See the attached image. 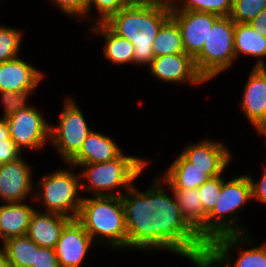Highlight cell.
I'll return each instance as SVG.
<instances>
[{
	"label": "cell",
	"mask_w": 266,
	"mask_h": 267,
	"mask_svg": "<svg viewBox=\"0 0 266 267\" xmlns=\"http://www.w3.org/2000/svg\"><path fill=\"white\" fill-rule=\"evenodd\" d=\"M160 175L153 177L148 189L141 191L134 183L121 196L127 250L169 251L186 259L207 250V244L184 219L172 190Z\"/></svg>",
	"instance_id": "1"
},
{
	"label": "cell",
	"mask_w": 266,
	"mask_h": 267,
	"mask_svg": "<svg viewBox=\"0 0 266 267\" xmlns=\"http://www.w3.org/2000/svg\"><path fill=\"white\" fill-rule=\"evenodd\" d=\"M171 17L169 3L157 6H125L105 24L134 45V66H149L155 55L152 43L161 26Z\"/></svg>",
	"instance_id": "2"
},
{
	"label": "cell",
	"mask_w": 266,
	"mask_h": 267,
	"mask_svg": "<svg viewBox=\"0 0 266 267\" xmlns=\"http://www.w3.org/2000/svg\"><path fill=\"white\" fill-rule=\"evenodd\" d=\"M77 220L98 246L127 250V229L121 197L83 196Z\"/></svg>",
	"instance_id": "3"
},
{
	"label": "cell",
	"mask_w": 266,
	"mask_h": 267,
	"mask_svg": "<svg viewBox=\"0 0 266 267\" xmlns=\"http://www.w3.org/2000/svg\"><path fill=\"white\" fill-rule=\"evenodd\" d=\"M151 160L123 152L119 157L96 164H80L81 191L91 196L121 197L148 169ZM88 182V183H87ZM123 189L121 192L120 189ZM121 192V193H120ZM124 192V193H123Z\"/></svg>",
	"instance_id": "4"
},
{
	"label": "cell",
	"mask_w": 266,
	"mask_h": 267,
	"mask_svg": "<svg viewBox=\"0 0 266 267\" xmlns=\"http://www.w3.org/2000/svg\"><path fill=\"white\" fill-rule=\"evenodd\" d=\"M252 200L251 183L247 174L224 178L218 202L206 218V244L213 239L230 234H247L240 225L238 212Z\"/></svg>",
	"instance_id": "5"
},
{
	"label": "cell",
	"mask_w": 266,
	"mask_h": 267,
	"mask_svg": "<svg viewBox=\"0 0 266 267\" xmlns=\"http://www.w3.org/2000/svg\"><path fill=\"white\" fill-rule=\"evenodd\" d=\"M66 164V169L56 168L53 172L44 173L34 184V197L31 200L43 204L44 211L57 213L70 219H77L83 196L79 172L75 166ZM68 165V168H67ZM73 169L70 170V169Z\"/></svg>",
	"instance_id": "6"
},
{
	"label": "cell",
	"mask_w": 266,
	"mask_h": 267,
	"mask_svg": "<svg viewBox=\"0 0 266 267\" xmlns=\"http://www.w3.org/2000/svg\"><path fill=\"white\" fill-rule=\"evenodd\" d=\"M235 22L229 17H220L212 26L201 52L194 58L198 73L206 83L231 69L236 62L234 50Z\"/></svg>",
	"instance_id": "7"
},
{
	"label": "cell",
	"mask_w": 266,
	"mask_h": 267,
	"mask_svg": "<svg viewBox=\"0 0 266 267\" xmlns=\"http://www.w3.org/2000/svg\"><path fill=\"white\" fill-rule=\"evenodd\" d=\"M64 100L58 123L50 124L49 143L53 144L62 163L65 164L80 151L82 144L93 130L86 122V116L74 101V97L68 95Z\"/></svg>",
	"instance_id": "8"
},
{
	"label": "cell",
	"mask_w": 266,
	"mask_h": 267,
	"mask_svg": "<svg viewBox=\"0 0 266 267\" xmlns=\"http://www.w3.org/2000/svg\"><path fill=\"white\" fill-rule=\"evenodd\" d=\"M251 237L249 233L223 235L213 239L207 249L225 267H266V242L254 247ZM235 250L240 252L238 258L234 257Z\"/></svg>",
	"instance_id": "9"
},
{
	"label": "cell",
	"mask_w": 266,
	"mask_h": 267,
	"mask_svg": "<svg viewBox=\"0 0 266 267\" xmlns=\"http://www.w3.org/2000/svg\"><path fill=\"white\" fill-rule=\"evenodd\" d=\"M36 106L22 108L6 120L11 140L23 151L40 150L46 147L50 138V122ZM25 149V150H24Z\"/></svg>",
	"instance_id": "10"
},
{
	"label": "cell",
	"mask_w": 266,
	"mask_h": 267,
	"mask_svg": "<svg viewBox=\"0 0 266 267\" xmlns=\"http://www.w3.org/2000/svg\"><path fill=\"white\" fill-rule=\"evenodd\" d=\"M150 75L166 84H189L201 86L205 79L198 73L194 59L186 53L154 57L147 67Z\"/></svg>",
	"instance_id": "11"
},
{
	"label": "cell",
	"mask_w": 266,
	"mask_h": 267,
	"mask_svg": "<svg viewBox=\"0 0 266 267\" xmlns=\"http://www.w3.org/2000/svg\"><path fill=\"white\" fill-rule=\"evenodd\" d=\"M98 245L77 219H71L63 228L54 248L60 267H81L89 250Z\"/></svg>",
	"instance_id": "12"
},
{
	"label": "cell",
	"mask_w": 266,
	"mask_h": 267,
	"mask_svg": "<svg viewBox=\"0 0 266 267\" xmlns=\"http://www.w3.org/2000/svg\"><path fill=\"white\" fill-rule=\"evenodd\" d=\"M171 18L180 28L185 53L194 59L201 52L212 26L220 16L206 12L171 10Z\"/></svg>",
	"instance_id": "13"
},
{
	"label": "cell",
	"mask_w": 266,
	"mask_h": 267,
	"mask_svg": "<svg viewBox=\"0 0 266 267\" xmlns=\"http://www.w3.org/2000/svg\"><path fill=\"white\" fill-rule=\"evenodd\" d=\"M31 165L23 155L0 165V200L3 203L23 202L34 195Z\"/></svg>",
	"instance_id": "14"
},
{
	"label": "cell",
	"mask_w": 266,
	"mask_h": 267,
	"mask_svg": "<svg viewBox=\"0 0 266 267\" xmlns=\"http://www.w3.org/2000/svg\"><path fill=\"white\" fill-rule=\"evenodd\" d=\"M228 148L224 141L205 138L186 145L181 154L194 167L206 170V174L214 177L225 171L233 160V154Z\"/></svg>",
	"instance_id": "15"
},
{
	"label": "cell",
	"mask_w": 266,
	"mask_h": 267,
	"mask_svg": "<svg viewBox=\"0 0 266 267\" xmlns=\"http://www.w3.org/2000/svg\"><path fill=\"white\" fill-rule=\"evenodd\" d=\"M42 72L20 56L2 62L0 63V92L35 91L44 80L45 75Z\"/></svg>",
	"instance_id": "16"
},
{
	"label": "cell",
	"mask_w": 266,
	"mask_h": 267,
	"mask_svg": "<svg viewBox=\"0 0 266 267\" xmlns=\"http://www.w3.org/2000/svg\"><path fill=\"white\" fill-rule=\"evenodd\" d=\"M239 106L254 128L266 118V67H252Z\"/></svg>",
	"instance_id": "17"
},
{
	"label": "cell",
	"mask_w": 266,
	"mask_h": 267,
	"mask_svg": "<svg viewBox=\"0 0 266 267\" xmlns=\"http://www.w3.org/2000/svg\"><path fill=\"white\" fill-rule=\"evenodd\" d=\"M106 133L92 131L82 144L80 151L67 163L75 166L80 164H96L119 157L123 151L112 137Z\"/></svg>",
	"instance_id": "18"
},
{
	"label": "cell",
	"mask_w": 266,
	"mask_h": 267,
	"mask_svg": "<svg viewBox=\"0 0 266 267\" xmlns=\"http://www.w3.org/2000/svg\"><path fill=\"white\" fill-rule=\"evenodd\" d=\"M71 219L36 209L32 214L26 235L38 246L54 249L64 226Z\"/></svg>",
	"instance_id": "19"
},
{
	"label": "cell",
	"mask_w": 266,
	"mask_h": 267,
	"mask_svg": "<svg viewBox=\"0 0 266 267\" xmlns=\"http://www.w3.org/2000/svg\"><path fill=\"white\" fill-rule=\"evenodd\" d=\"M175 158L160 176L170 189L199 188L211 178L206 174V170L194 167L182 154Z\"/></svg>",
	"instance_id": "20"
},
{
	"label": "cell",
	"mask_w": 266,
	"mask_h": 267,
	"mask_svg": "<svg viewBox=\"0 0 266 267\" xmlns=\"http://www.w3.org/2000/svg\"><path fill=\"white\" fill-rule=\"evenodd\" d=\"M36 209L26 201L0 204V233L4 241L26 235Z\"/></svg>",
	"instance_id": "21"
},
{
	"label": "cell",
	"mask_w": 266,
	"mask_h": 267,
	"mask_svg": "<svg viewBox=\"0 0 266 267\" xmlns=\"http://www.w3.org/2000/svg\"><path fill=\"white\" fill-rule=\"evenodd\" d=\"M234 50L236 61L241 55H248L258 59L252 67H266V37L249 23H235Z\"/></svg>",
	"instance_id": "22"
},
{
	"label": "cell",
	"mask_w": 266,
	"mask_h": 267,
	"mask_svg": "<svg viewBox=\"0 0 266 267\" xmlns=\"http://www.w3.org/2000/svg\"><path fill=\"white\" fill-rule=\"evenodd\" d=\"M89 27L93 34L104 38L103 54L108 61L118 66L134 64V45L131 41L115 34L105 23H97Z\"/></svg>",
	"instance_id": "23"
},
{
	"label": "cell",
	"mask_w": 266,
	"mask_h": 267,
	"mask_svg": "<svg viewBox=\"0 0 266 267\" xmlns=\"http://www.w3.org/2000/svg\"><path fill=\"white\" fill-rule=\"evenodd\" d=\"M176 202L187 223L198 233L206 243V218L202 203L199 199L197 188L194 189H171Z\"/></svg>",
	"instance_id": "24"
},
{
	"label": "cell",
	"mask_w": 266,
	"mask_h": 267,
	"mask_svg": "<svg viewBox=\"0 0 266 267\" xmlns=\"http://www.w3.org/2000/svg\"><path fill=\"white\" fill-rule=\"evenodd\" d=\"M38 249L27 235L9 238L4 244L10 267H33Z\"/></svg>",
	"instance_id": "25"
},
{
	"label": "cell",
	"mask_w": 266,
	"mask_h": 267,
	"mask_svg": "<svg viewBox=\"0 0 266 267\" xmlns=\"http://www.w3.org/2000/svg\"><path fill=\"white\" fill-rule=\"evenodd\" d=\"M152 46L155 57L185 53L180 28L171 17L159 29Z\"/></svg>",
	"instance_id": "26"
},
{
	"label": "cell",
	"mask_w": 266,
	"mask_h": 267,
	"mask_svg": "<svg viewBox=\"0 0 266 267\" xmlns=\"http://www.w3.org/2000/svg\"><path fill=\"white\" fill-rule=\"evenodd\" d=\"M232 2L233 0H169L171 10L206 12L220 17L231 14Z\"/></svg>",
	"instance_id": "27"
},
{
	"label": "cell",
	"mask_w": 266,
	"mask_h": 267,
	"mask_svg": "<svg viewBox=\"0 0 266 267\" xmlns=\"http://www.w3.org/2000/svg\"><path fill=\"white\" fill-rule=\"evenodd\" d=\"M23 31L7 25H0V63L17 58L23 40Z\"/></svg>",
	"instance_id": "28"
},
{
	"label": "cell",
	"mask_w": 266,
	"mask_h": 267,
	"mask_svg": "<svg viewBox=\"0 0 266 267\" xmlns=\"http://www.w3.org/2000/svg\"><path fill=\"white\" fill-rule=\"evenodd\" d=\"M266 8V0H233L229 17L235 23H249Z\"/></svg>",
	"instance_id": "29"
},
{
	"label": "cell",
	"mask_w": 266,
	"mask_h": 267,
	"mask_svg": "<svg viewBox=\"0 0 266 267\" xmlns=\"http://www.w3.org/2000/svg\"><path fill=\"white\" fill-rule=\"evenodd\" d=\"M125 6L124 0H87V20L89 22L94 20L92 25L105 23L113 14L123 9ZM92 8L97 12L95 17L90 16L91 13L93 15Z\"/></svg>",
	"instance_id": "30"
},
{
	"label": "cell",
	"mask_w": 266,
	"mask_h": 267,
	"mask_svg": "<svg viewBox=\"0 0 266 267\" xmlns=\"http://www.w3.org/2000/svg\"><path fill=\"white\" fill-rule=\"evenodd\" d=\"M223 173L224 171L217 176L211 177L207 182L197 188L200 194L199 199L207 215L212 211L220 197L222 183L225 178Z\"/></svg>",
	"instance_id": "31"
},
{
	"label": "cell",
	"mask_w": 266,
	"mask_h": 267,
	"mask_svg": "<svg viewBox=\"0 0 266 267\" xmlns=\"http://www.w3.org/2000/svg\"><path fill=\"white\" fill-rule=\"evenodd\" d=\"M34 91H4L0 92V101L3 106V116L0 119H7L16 111L22 108H29L33 104L28 103L29 96H32Z\"/></svg>",
	"instance_id": "32"
},
{
	"label": "cell",
	"mask_w": 266,
	"mask_h": 267,
	"mask_svg": "<svg viewBox=\"0 0 266 267\" xmlns=\"http://www.w3.org/2000/svg\"><path fill=\"white\" fill-rule=\"evenodd\" d=\"M23 154L11 140L9 124L6 119H0V165L9 163Z\"/></svg>",
	"instance_id": "33"
},
{
	"label": "cell",
	"mask_w": 266,
	"mask_h": 267,
	"mask_svg": "<svg viewBox=\"0 0 266 267\" xmlns=\"http://www.w3.org/2000/svg\"><path fill=\"white\" fill-rule=\"evenodd\" d=\"M71 18L87 21V0H49V3Z\"/></svg>",
	"instance_id": "34"
},
{
	"label": "cell",
	"mask_w": 266,
	"mask_h": 267,
	"mask_svg": "<svg viewBox=\"0 0 266 267\" xmlns=\"http://www.w3.org/2000/svg\"><path fill=\"white\" fill-rule=\"evenodd\" d=\"M33 267H60L55 250L39 246Z\"/></svg>",
	"instance_id": "35"
},
{
	"label": "cell",
	"mask_w": 266,
	"mask_h": 267,
	"mask_svg": "<svg viewBox=\"0 0 266 267\" xmlns=\"http://www.w3.org/2000/svg\"><path fill=\"white\" fill-rule=\"evenodd\" d=\"M262 176L260 177V181L254 180L255 178L252 175L248 174L250 183H251V192H252V200H256L257 202L266 204V166L264 167Z\"/></svg>",
	"instance_id": "36"
},
{
	"label": "cell",
	"mask_w": 266,
	"mask_h": 267,
	"mask_svg": "<svg viewBox=\"0 0 266 267\" xmlns=\"http://www.w3.org/2000/svg\"><path fill=\"white\" fill-rule=\"evenodd\" d=\"M187 259L197 267H225L208 249L196 253Z\"/></svg>",
	"instance_id": "37"
},
{
	"label": "cell",
	"mask_w": 266,
	"mask_h": 267,
	"mask_svg": "<svg viewBox=\"0 0 266 267\" xmlns=\"http://www.w3.org/2000/svg\"><path fill=\"white\" fill-rule=\"evenodd\" d=\"M249 24L255 31L266 37V8L252 19Z\"/></svg>",
	"instance_id": "38"
},
{
	"label": "cell",
	"mask_w": 266,
	"mask_h": 267,
	"mask_svg": "<svg viewBox=\"0 0 266 267\" xmlns=\"http://www.w3.org/2000/svg\"><path fill=\"white\" fill-rule=\"evenodd\" d=\"M126 6H157L169 3V0H124Z\"/></svg>",
	"instance_id": "39"
},
{
	"label": "cell",
	"mask_w": 266,
	"mask_h": 267,
	"mask_svg": "<svg viewBox=\"0 0 266 267\" xmlns=\"http://www.w3.org/2000/svg\"><path fill=\"white\" fill-rule=\"evenodd\" d=\"M256 133H258V135L260 137H265L264 139H266V118L261 120L255 127H254ZM266 143V140L264 141V144ZM266 148V146H265Z\"/></svg>",
	"instance_id": "40"
},
{
	"label": "cell",
	"mask_w": 266,
	"mask_h": 267,
	"mask_svg": "<svg viewBox=\"0 0 266 267\" xmlns=\"http://www.w3.org/2000/svg\"><path fill=\"white\" fill-rule=\"evenodd\" d=\"M0 267H10L4 248L0 247Z\"/></svg>",
	"instance_id": "41"
},
{
	"label": "cell",
	"mask_w": 266,
	"mask_h": 267,
	"mask_svg": "<svg viewBox=\"0 0 266 267\" xmlns=\"http://www.w3.org/2000/svg\"><path fill=\"white\" fill-rule=\"evenodd\" d=\"M0 243H1V248H4V244H5V241L3 239V237L1 236V233H0Z\"/></svg>",
	"instance_id": "42"
}]
</instances>
